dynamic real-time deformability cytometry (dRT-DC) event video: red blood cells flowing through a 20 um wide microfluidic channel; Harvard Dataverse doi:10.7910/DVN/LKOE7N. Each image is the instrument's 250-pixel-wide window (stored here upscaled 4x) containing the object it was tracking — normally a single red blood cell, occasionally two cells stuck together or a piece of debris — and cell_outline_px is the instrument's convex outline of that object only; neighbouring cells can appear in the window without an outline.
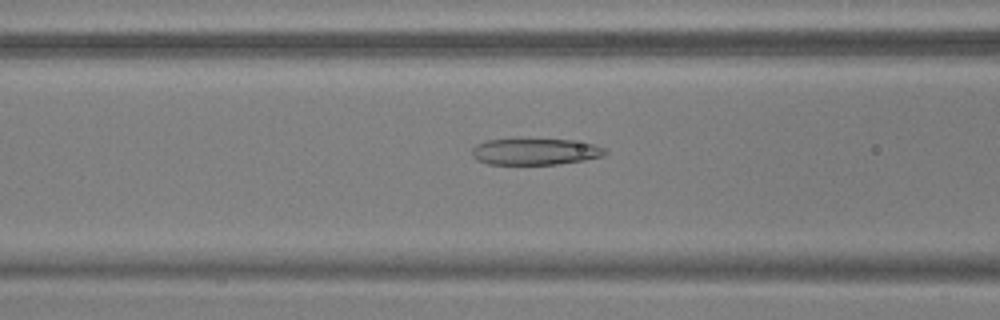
{"species": "common noctule bat (a hibernating species)", "species_latin": "Nyctalus noctula", "temperature_condition": "warm", "stored_images_in_passage": 54, "camera_frame_rate_fps": 3000, "um_per_image_px": 0.085, "animal": {"sex": "male", "body_mass_g": 17.9, "forearm_length_mm": 54.2}, "frame": {"image": 1, "passage_image": 22, "time_ms": 7.0, "image_size_px": [1000, 320], "cell_outline_px": [[608, 152], [604, 156], [584, 160], [556, 164], [488, 164], [476, 160], [472, 156], [472, 148], [476, 144], [484, 140], [512, 136], [520, 136], [572, 140], [592, 144], [604, 148]], "centroid_in_image_um": [45.41, 12.83], "position_along_channel_um": 121.2, "area_um2": 21.68}}
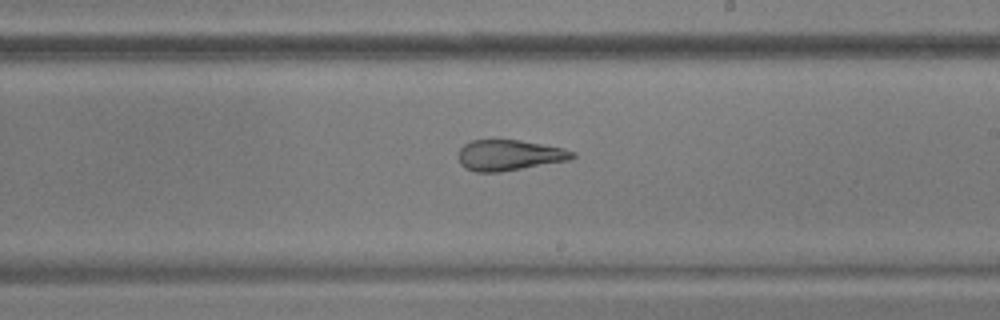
{"frame": {"image": 2, "passage_image": 32, "time_ms": 10.333, "image_size_px": [1000, 320], "cell_outline_px": [[576, 156], [568, 160], [500, 172], [476, 172], [464, 168], [460, 164], [460, 148], [464, 144], [472, 140], [520, 140], [564, 148], [576, 152]], "centroid_in_image_um": [43.29, 13.19], "position_along_channel_um": 245.7, "area_um2": 20.29}}
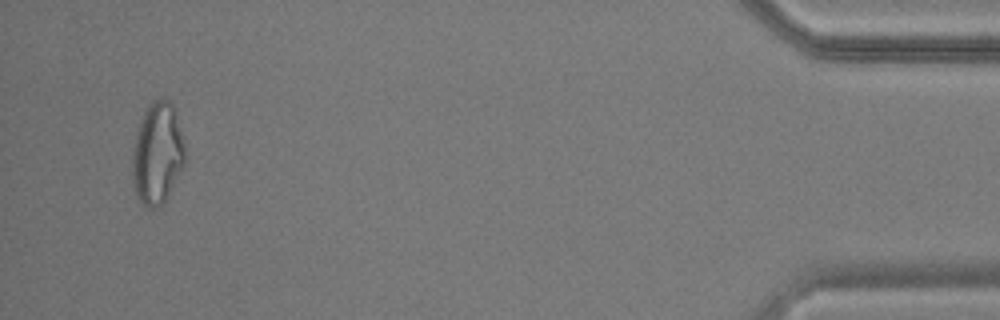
{"frame": {"image": 3, "passage_image": 52, "time_ms": 17.0, "image_size_px": [1000, 320], "cell_outline_px": [[184, 164], [168, 196], [156, 208], [148, 208], [136, 196], [132, 172], [132, 156], [136, 132], [144, 112], [148, 104], [152, 100], [168, 100], [176, 108], [184, 144]], "centroid_in_image_um": [13.37, 13.02], "position_along_channel_um": 421.8, "area_um2": 31.04}, "authors_computed_cell_mechanics": {"area_um2": 24.565, "velocity_mm_per_s": 3.7416, "shape_relaxation_time_tau1_ms": null, "shape_relaxation_time_tau2_ms": 2.4334, "deformation_change_tau1": null, "deformation_change_tau2": 0.1178}}